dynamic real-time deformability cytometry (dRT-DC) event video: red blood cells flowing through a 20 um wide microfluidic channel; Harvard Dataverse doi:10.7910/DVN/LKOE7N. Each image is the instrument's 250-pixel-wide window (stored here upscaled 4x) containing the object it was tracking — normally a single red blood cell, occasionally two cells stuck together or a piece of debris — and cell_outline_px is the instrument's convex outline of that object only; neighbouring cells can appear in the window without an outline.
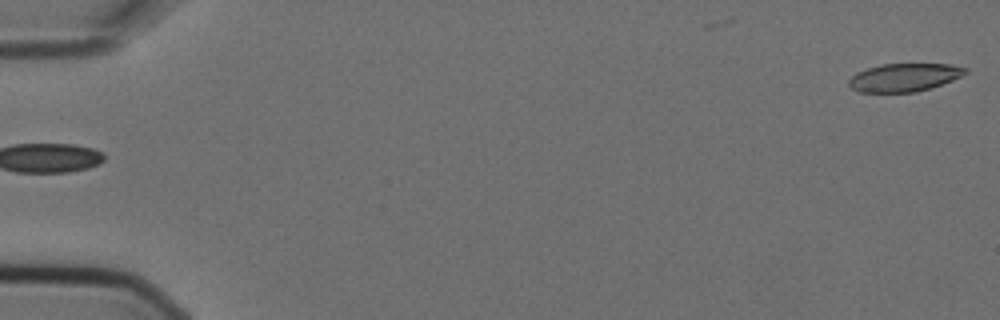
{"species": "Egyptian fruit bat (a non-hibernating species)", "species_latin": "Rousettus aegyptiacus", "temperature_condition": "cold", "stored_images_in_passage": 2, "segment_of_instrument_passage": [2, 2], "camera_frame_rate_fps": 3000, "um_per_image_px": 0.085, "animal": {"sex": "female"}, "frame": {"image": 1, "passage_image": 2, "time_ms": 0.333, "image_size_px": [1000, 320], "cell_outline_px": [[968, 72], [952, 80], [932, 88], [916, 92], [860, 92], [852, 88], [848, 84], [848, 80], [856, 72], [880, 64], [948, 64], [968, 68]], "centroid_in_image_um": [76.86, 6.58], "position_along_channel_um": 8.1, "area_um2": 19.07}}